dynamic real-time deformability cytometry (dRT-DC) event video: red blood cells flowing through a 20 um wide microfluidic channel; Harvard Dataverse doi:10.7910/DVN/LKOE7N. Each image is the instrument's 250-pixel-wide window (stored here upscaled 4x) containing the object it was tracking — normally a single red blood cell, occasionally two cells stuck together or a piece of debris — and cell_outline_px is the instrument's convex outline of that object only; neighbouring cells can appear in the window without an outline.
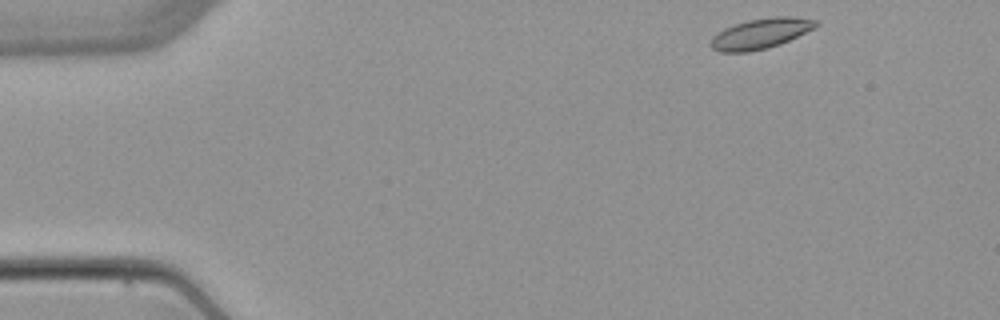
{"species": "common noctule bat (a hibernating species)", "species_latin": "Nyctalus noctula", "temperature_condition": "warm", "stored_images_in_passage": 6, "camera_frame_rate_fps": 3000, "um_per_image_px": 0.085, "animal": {"sex": "female", "body_mass_g": 22.7, "forearm_length_mm": 54.2}, "frame": {"image": 1, "passage_image": 1, "time_ms": 0.0, "image_size_px": [1000, 320], "cell_outline_px": [[820, 24], [780, 44], [768, 48], [748, 52], [720, 52], [712, 48], [708, 44], [712, 36], [724, 28], [748, 20], [772, 16], [792, 16], [816, 20]], "centroid_in_image_um": [64.6, 2.85], "position_along_channel_um": 20.4, "area_um2": 18.5}}
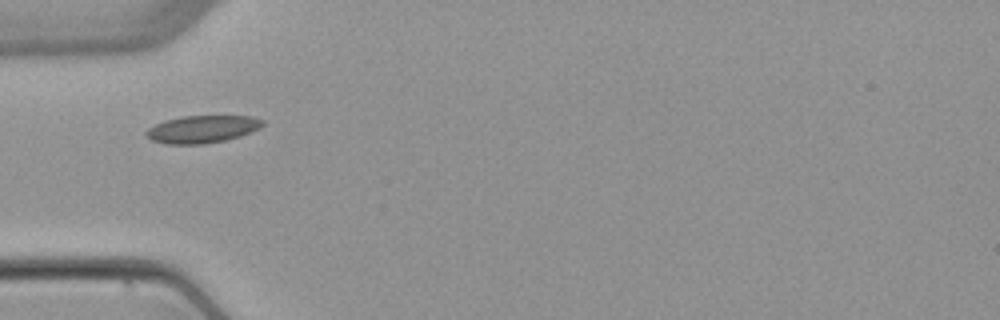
{"frame": {"image": 2, "passage_image": 4, "time_ms": 3.667, "image_size_px": [1000, 320], "cell_outline_px": [[264, 124], [260, 128], [240, 136], [228, 140], [204, 144], [164, 144], [152, 140], [144, 136], [144, 132], [148, 128], [164, 120], [184, 116], [252, 116], [264, 120]], "centroid_in_image_um": [17.18, 10.98], "position_along_channel_um": 67.8, "area_um2": 18.84}}
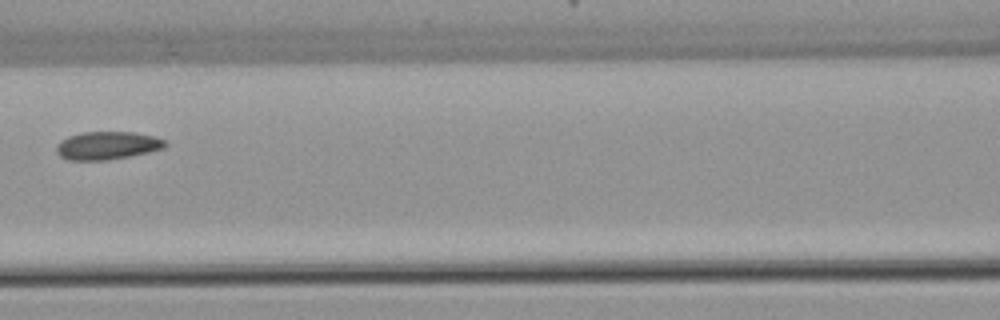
{"frame": {"image": 3, "passage_image": 6, "time_ms": 6.0, "image_size_px": [1000, 320], "cell_outline_px": [[168, 144], [164, 148], [148, 152], [108, 160], [68, 160], [60, 156], [56, 152], [56, 144], [60, 140], [68, 136], [80, 132], [132, 132], [152, 136], [164, 140]], "centroid_in_image_um": [9.07, 12.37], "position_along_channel_um": 157.5, "area_um2": 17.74}}